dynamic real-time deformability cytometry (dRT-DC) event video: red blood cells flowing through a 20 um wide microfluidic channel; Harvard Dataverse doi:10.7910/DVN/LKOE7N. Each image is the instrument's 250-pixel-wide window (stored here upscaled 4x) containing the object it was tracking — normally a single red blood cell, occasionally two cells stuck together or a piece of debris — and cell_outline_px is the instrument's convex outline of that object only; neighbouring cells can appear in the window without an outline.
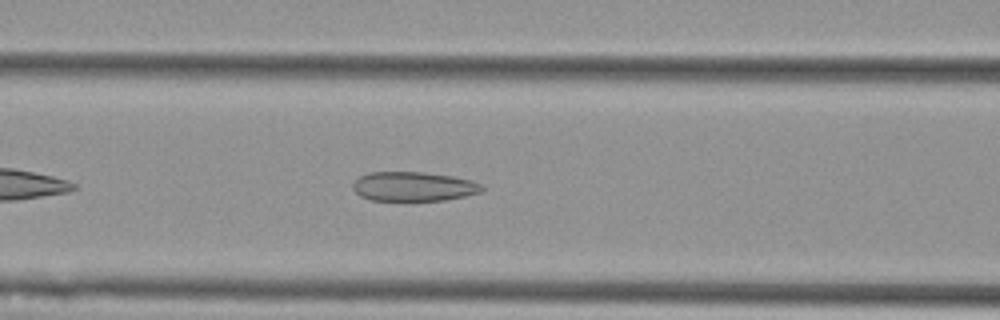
{"species": "Egyptian fruit bat (a non-hibernating species)", "species_latin": "Rousettus aegyptiacus", "temperature_condition": "cold", "stored_images_in_passage": 39, "camera_frame_rate_fps": 3000, "um_per_image_px": 0.085, "animal": {"sex": "female"}, "frame": {"image": 1, "passage_image": 6, "time_ms": 1.667, "image_size_px": [1000, 320], "cell_outline_px": [[484, 188], [480, 192], [464, 196], [444, 200], [372, 200], [360, 196], [352, 188], [352, 184], [360, 176], [368, 172], [420, 172], [452, 176], [472, 180], [480, 184]], "centroid_in_image_um": [35.13, 15.84], "position_along_channel_um": 131.5, "area_um2": 21.91}}
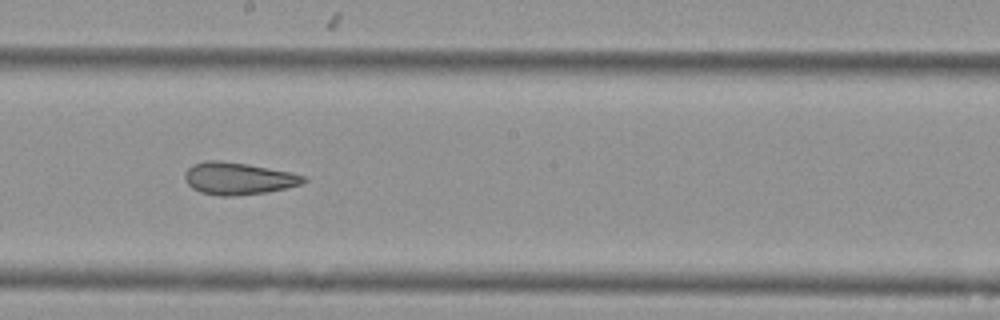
{"frame": {"image": 2, "passage_image": 14, "time_ms": 4.333, "image_size_px": [1000, 320], "cell_outline_px": [[308, 180], [300, 184], [288, 188], [268, 192], [236, 196], [220, 196], [200, 192], [192, 188], [184, 180], [184, 172], [192, 164], [208, 160], [220, 160], [248, 164], [292, 172], [308, 176]], "centroid_in_image_um": [20.27, 15.17], "position_along_channel_um": 227.9, "area_um2": 22.66}}
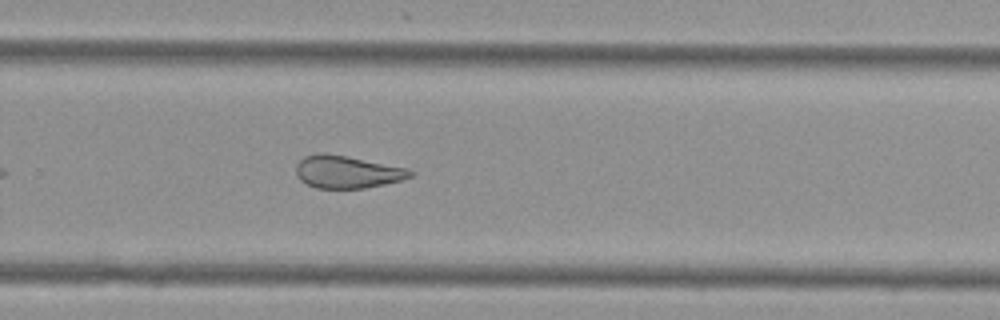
{"frame": {"image": 3, "passage_image": 20, "time_ms": 6.333, "image_size_px": [1000, 320], "cell_outline_px": [[416, 172], [412, 176], [404, 180], [364, 188], [316, 188], [300, 180], [296, 176], [296, 164], [304, 156], [316, 152], [324, 152], [348, 156], [408, 168]], "centroid_in_image_um": [29.51, 14.6], "position_along_channel_um": 300.3, "area_um2": 21.96}, "authors_computed_cell_mechanics": {"area_um2": 22.9466, "velocity_mm_per_s": 3.6345, "shape_relaxation_time_tau1_ms": null, "shape_relaxation_time_tau2_ms": 2.962, "deformation_change_tau1": null, "deformation_change_tau2": 0.106}}